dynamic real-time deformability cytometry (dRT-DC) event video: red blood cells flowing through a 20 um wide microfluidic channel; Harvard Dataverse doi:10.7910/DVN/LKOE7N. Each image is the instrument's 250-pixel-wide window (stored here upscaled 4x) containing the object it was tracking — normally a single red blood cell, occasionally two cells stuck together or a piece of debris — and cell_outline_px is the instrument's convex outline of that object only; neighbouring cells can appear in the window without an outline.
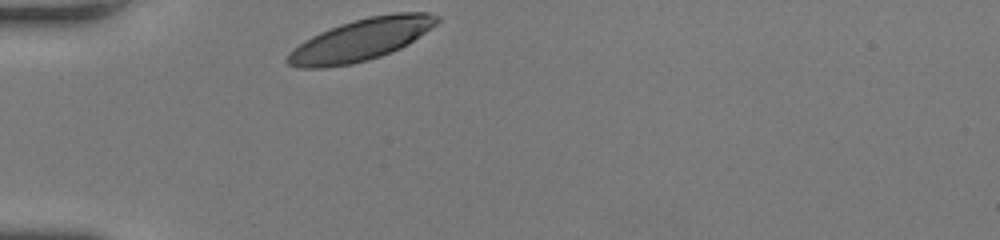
{"species": "human", "species_latin": "Homo sapiens", "temperature_condition": "room temperature", "stored_images_in_passage": 29, "camera_frame_rate_fps": 3000, "um_per_image_px": 0.085, "donor": {"sex": "female"}, "frame": {"image": 1, "passage_image": 1, "time_ms": 0.0, "image_size_px": [1000, 240], "cell_outline_px": [[440, 20], [432, 28], [408, 44], [400, 48], [380, 56], [368, 60], [352, 64], [324, 68], [300, 68], [288, 64], [284, 60], [288, 52], [304, 40], [320, 32], [340, 24], [352, 20], [368, 16], [396, 12], [428, 12], [440, 16]], "centroid_in_image_um": [30.67, 3.37], "position_along_channel_um": 54.3, "area_um2": 36.7}}
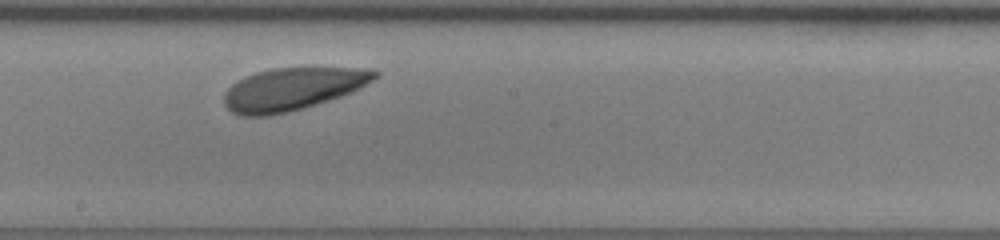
{"frame": {"image": 2, "passage_image": 16, "time_ms": 5.0, "image_size_px": [1000, 240], "cell_outline_px": [[380, 76], [360, 88], [352, 92], [340, 96], [288, 112], [268, 116], [240, 116], [232, 112], [224, 104], [224, 92], [232, 84], [244, 76], [256, 72], [272, 68], [364, 68], [380, 72]], "centroid_in_image_um": [24.84, 7.56], "position_along_channel_um": 223.4, "area_um2": 37.22}}
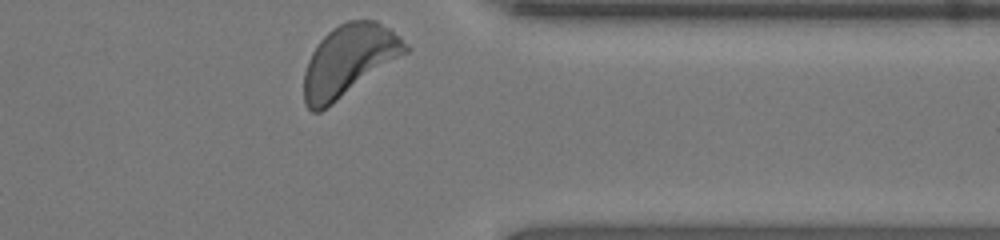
{"frame": {"image": 3, "passage_image": 29, "time_ms": 9.333, "image_size_px": [1000, 240], "cell_outline_px": [[412, 48], [408, 52], [332, 104], [320, 112], [312, 112], [304, 104], [304, 72], [308, 60], [312, 52], [320, 40], [332, 28], [348, 20], [376, 20], [392, 28]], "centroid_in_image_um": [29.67, 5.12], "position_along_channel_um": 381.7, "area_um2": 42.14}, "authors_computed_cell_mechanics": {"area_um2": 38.148, "velocity_mm_per_s": 3.7549, "shape_relaxation_time_tau1_ms": 0.7004, "shape_relaxation_time_tau2_ms": 7.5189, "deformation_change_tau1": 0.0675, "deformation_change_tau2": 0.112}}